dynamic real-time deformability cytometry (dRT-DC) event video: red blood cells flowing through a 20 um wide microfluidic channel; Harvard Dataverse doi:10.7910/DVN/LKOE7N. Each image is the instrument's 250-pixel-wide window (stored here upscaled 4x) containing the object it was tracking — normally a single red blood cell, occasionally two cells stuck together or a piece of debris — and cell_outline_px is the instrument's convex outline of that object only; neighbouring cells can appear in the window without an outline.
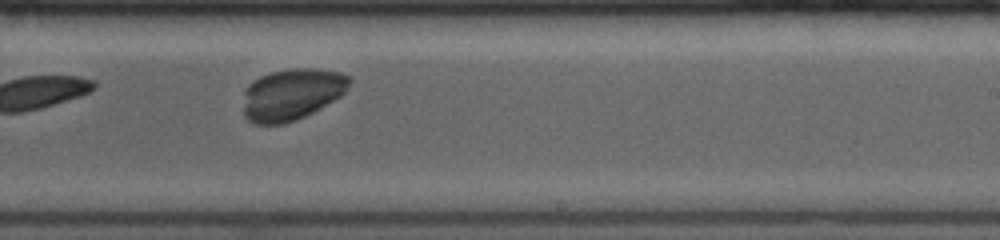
{"species": "common noctule bat (a hibernating species)", "species_latin": "Nyctalus noctula", "temperature_condition": "room temperature", "stored_images_in_passage": 23, "camera_frame_rate_fps": 4000, "um_per_image_px": 0.085, "animal": {"sex": "female", "body_mass_g": 19.0, "forearm_length_mm": 53.3}, "frame": {"image": 1, "passage_image": 13, "time_ms": 5.5, "image_size_px": [1000, 240], "cell_outline_px": [[352, 80], [344, 92], [340, 96], [320, 108], [304, 116], [284, 124], [256, 124], [248, 120], [244, 116], [244, 88], [252, 80], [260, 76], [272, 72], [292, 68], [312, 68], [340, 72], [348, 76]], "centroid_in_image_um": [24.77, 8.01], "position_along_channel_um": 264.2, "area_um2": 31.85}}